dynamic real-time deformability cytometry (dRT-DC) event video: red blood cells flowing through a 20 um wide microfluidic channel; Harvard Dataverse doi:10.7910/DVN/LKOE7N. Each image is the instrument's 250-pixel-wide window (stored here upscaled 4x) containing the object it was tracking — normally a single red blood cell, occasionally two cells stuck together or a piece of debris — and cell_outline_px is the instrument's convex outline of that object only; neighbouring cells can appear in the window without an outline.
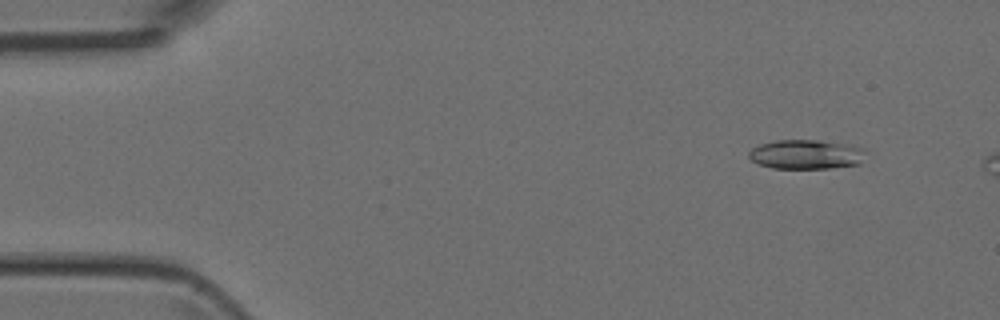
{"species": "Egyptian fruit bat (a non-hibernating species)", "species_latin": "Rousettus aegyptiacus", "temperature_condition": "room temperature", "stored_images_in_passage": 11, "camera_frame_rate_fps": 3000, "um_per_image_px": 0.085, "animal": {"sex": "female"}, "frame": {"image": 1, "passage_image": 5, "time_ms": 1.333, "image_size_px": [1000, 320], "cell_outline_px": [[864, 152], [860, 164], [828, 168], [772, 168], [760, 164], [752, 160], [748, 156], [748, 152], [752, 148], [760, 144], [776, 140], [816, 140], [852, 144], [864, 148]], "centroid_in_image_um": [68.52, 13.11], "position_along_channel_um": 16.5, "area_um2": 20.0}}